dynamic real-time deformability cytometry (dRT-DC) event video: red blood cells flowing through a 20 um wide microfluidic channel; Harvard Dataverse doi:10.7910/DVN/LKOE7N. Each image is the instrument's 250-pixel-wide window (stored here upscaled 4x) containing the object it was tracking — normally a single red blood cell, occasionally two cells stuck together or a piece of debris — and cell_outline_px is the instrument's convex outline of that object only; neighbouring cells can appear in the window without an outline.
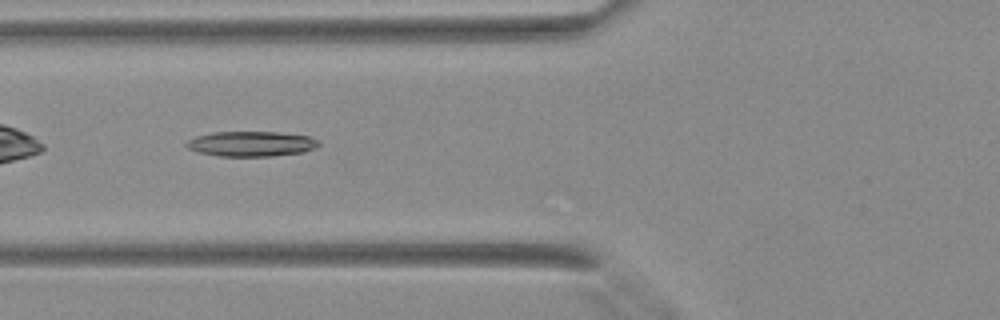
{"species": "Egyptian fruit bat (a non-hibernating species)", "species_latin": "Rousettus aegyptiacus", "temperature_condition": "warm", "stored_images_in_passage": 34, "camera_frame_rate_fps": 3000, "um_per_image_px": 0.085, "animal": {"sex": "female"}, "frame": {"image": 1, "passage_image": 9, "time_ms": 2.667, "image_size_px": [1000, 320], "cell_outline_px": [[320, 144], [316, 148], [304, 152], [272, 156], [220, 156], [196, 152], [188, 148], [184, 144], [188, 140], [196, 136], [212, 132], [280, 132], [308, 136], [320, 140]], "centroid_in_image_um": [21.37, 12.22], "position_along_channel_um": 104.4, "area_um2": 19.54}}
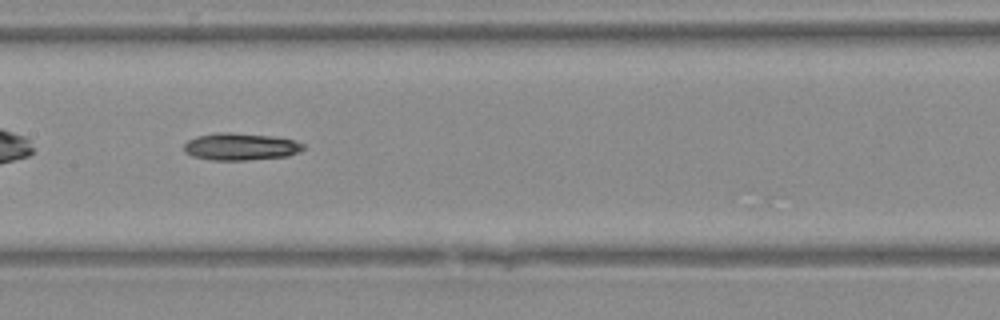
{"frame": {"image": 2, "passage_image": 14, "time_ms": 4.333, "image_size_px": [1000, 320], "cell_outline_px": [[304, 148], [300, 152], [288, 156], [248, 160], [212, 160], [192, 156], [184, 152], [184, 144], [188, 140], [196, 136], [216, 132], [228, 132], [268, 136], [296, 140], [304, 144]], "centroid_in_image_um": [20.44, 12.47], "position_along_channel_um": 187.0, "area_um2": 18.96}}
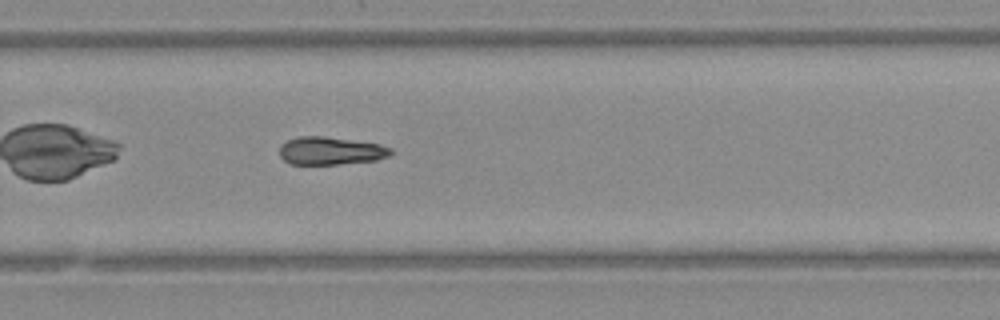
{"frame": {"image": 3, "passage_image": 21, "time_ms": 6.667, "image_size_px": [1000, 320], "cell_outline_px": [[392, 152], [388, 156], [376, 160], [336, 164], [288, 164], [280, 156], [280, 144], [288, 140], [300, 136], [324, 136], [380, 144], [392, 148]], "centroid_in_image_um": [28.08, 12.82], "position_along_channel_um": 301.7, "area_um2": 18.03}}